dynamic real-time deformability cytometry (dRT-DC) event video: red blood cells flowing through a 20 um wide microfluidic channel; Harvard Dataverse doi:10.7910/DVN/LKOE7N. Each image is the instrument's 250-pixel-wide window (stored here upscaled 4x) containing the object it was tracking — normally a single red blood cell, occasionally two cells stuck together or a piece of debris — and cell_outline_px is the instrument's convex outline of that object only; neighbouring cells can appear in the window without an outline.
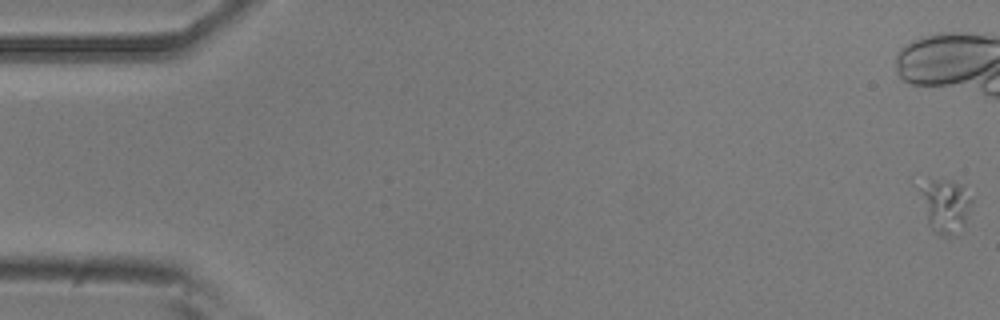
{"species": "common noctule bat (a hibernating species)", "species_latin": "Nyctalus noctula", "temperature_condition": "room temperature", "stored_images_in_passage": 6, "camera_frame_rate_fps": 3000, "um_per_image_px": 0.085, "animal": {"sex": "male", "body_mass_g": 20.5, "forearm_length_mm": 52.5}, "frame": {"image": 1, "passage_image": 1, "time_ms": 0.0, "image_size_px": [1000, 320], "cell_outline_px": [[972, 200], [964, 224], [952, 236], [944, 236], [936, 232], [928, 224], [920, 192], [920, 188], [928, 180], [952, 180], [972, 196]], "centroid_in_image_um": [80.35, 17.49], "position_along_channel_um": 4.7, "area_um2": 15.55}}